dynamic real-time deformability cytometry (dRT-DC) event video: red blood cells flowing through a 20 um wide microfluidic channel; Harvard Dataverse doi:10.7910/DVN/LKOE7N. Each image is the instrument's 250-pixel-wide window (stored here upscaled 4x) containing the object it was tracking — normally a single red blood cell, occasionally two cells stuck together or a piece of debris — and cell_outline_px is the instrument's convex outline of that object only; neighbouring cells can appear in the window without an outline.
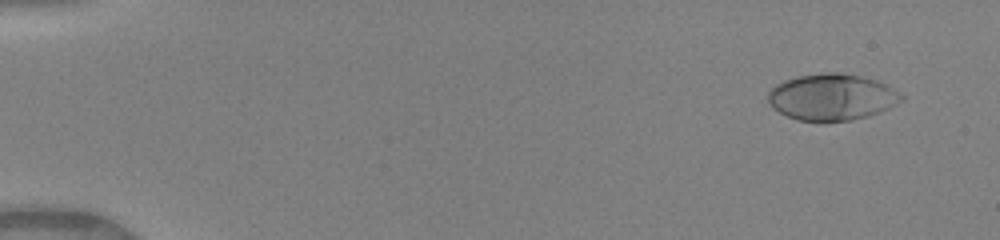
{"species": "human", "species_latin": "Homo sapiens", "temperature_condition": "warm", "stored_images_in_passage": 50, "camera_frame_rate_fps": 3000, "um_per_image_px": 0.085, "donor": {"sex": "female"}, "frame": {"image": 1, "passage_image": 4, "time_ms": 1.0, "image_size_px": [1000, 240], "cell_outline_px": [[904, 100], [888, 108], [868, 116], [852, 120], [820, 124], [796, 120], [772, 108], [768, 100], [768, 92], [776, 84], [784, 80], [796, 76], [820, 72], [840, 72], [860, 76], [876, 80], [900, 92], [904, 96]], "centroid_in_image_um": [70.68, 8.27], "position_along_channel_um": 14.3, "area_um2": 36.82}}
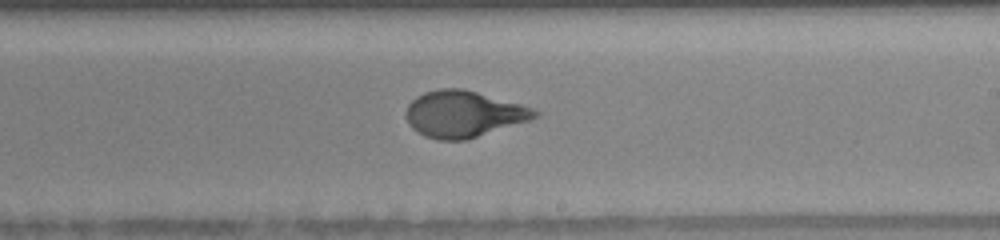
{"frame": {"image": 2, "passage_image": 31, "time_ms": 10.0, "image_size_px": [1000, 240], "cell_outline_px": [[540, 116], [532, 120], [468, 140], [436, 140], [424, 136], [412, 128], [408, 124], [408, 104], [416, 96], [424, 92], [440, 88], [464, 88], [520, 104], [532, 108], [540, 112]], "centroid_in_image_um": [39.44, 9.7], "position_along_channel_um": 249.6, "area_um2": 35.08}}
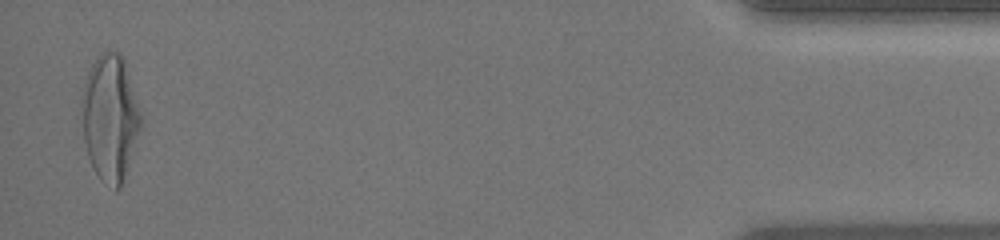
{"frame": {"image": 3, "passage_image": 49, "time_ms": 16.0, "image_size_px": [1000, 240], "cell_outline_px": [[144, 120], [124, 180], [120, 188], [116, 188], [104, 184], [100, 180], [92, 168], [88, 156], [84, 140], [80, 104], [80, 96], [84, 80], [92, 64], [108, 48], [120, 52], [124, 60]], "centroid_in_image_um": [9.36, 10.01], "position_along_channel_um": 425.8, "area_um2": 44.22}, "authors_computed_cell_mechanics": {"area_um2": 34.6222, "velocity_mm_per_s": 4.1432, "shape_relaxation_time_tau1_ms": 3.333, "shape_relaxation_time_tau2_ms": null, "deformation_change_tau1": 0.2231, "deformation_change_tau2": null}}